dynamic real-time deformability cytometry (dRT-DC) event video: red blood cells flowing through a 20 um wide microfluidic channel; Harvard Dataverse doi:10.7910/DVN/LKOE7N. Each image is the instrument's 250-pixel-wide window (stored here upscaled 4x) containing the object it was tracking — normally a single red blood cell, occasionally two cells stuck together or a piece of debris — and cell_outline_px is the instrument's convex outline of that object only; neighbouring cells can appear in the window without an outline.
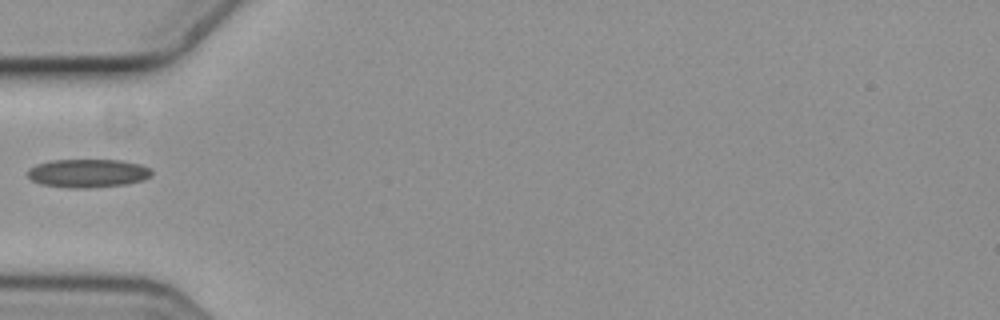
{"species": "common noctule bat (a hibernating species)", "species_latin": "Nyctalus noctula", "temperature_condition": "cold", "stored_images_in_passage": 6, "camera_frame_rate_fps": 3000, "um_per_image_px": 0.085, "animal": {"sex": "female", "body_mass_g": 19.3, "forearm_length_mm": 54.1}, "frame": {"image": 1, "passage_image": 6, "time_ms": 1.667, "image_size_px": [1000, 320], "cell_outline_px": [[152, 176], [144, 180], [124, 184], [88, 188], [72, 188], [40, 184], [32, 180], [28, 176], [28, 168], [36, 164], [52, 160], [120, 160], [140, 164], [152, 168]], "centroid_in_image_um": [7.48, 14.72], "position_along_channel_um": 77.5, "area_um2": 20.63}}